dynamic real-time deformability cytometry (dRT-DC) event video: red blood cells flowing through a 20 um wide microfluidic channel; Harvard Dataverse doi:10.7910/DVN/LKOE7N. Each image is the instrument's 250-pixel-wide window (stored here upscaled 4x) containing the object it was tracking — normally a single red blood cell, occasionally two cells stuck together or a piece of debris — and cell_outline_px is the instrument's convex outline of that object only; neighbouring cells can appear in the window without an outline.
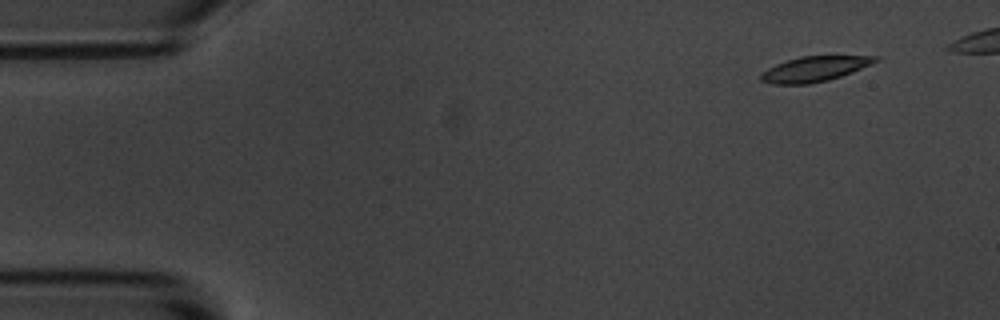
{"species": "common noctule bat (a hibernating species)", "species_latin": "Nyctalus noctula", "temperature_condition": "room temperature", "stored_images_in_passage": 5, "camera_frame_rate_fps": 3000, "um_per_image_px": 0.085, "animal": {"sex": "male", "body_mass_g": 20.1, "forearm_length_mm": 53.5}, "frame": {"image": 1, "passage_image": 5, "time_ms": 4.667, "image_size_px": [1000, 320], "cell_outline_px": [[880, 60], [852, 72], [828, 80], [808, 84], [772, 84], [760, 80], [760, 72], [776, 64], [800, 56], [880, 56]], "centroid_in_image_um": [69.21, 5.86], "position_along_channel_um": 15.8, "area_um2": 16.7}}